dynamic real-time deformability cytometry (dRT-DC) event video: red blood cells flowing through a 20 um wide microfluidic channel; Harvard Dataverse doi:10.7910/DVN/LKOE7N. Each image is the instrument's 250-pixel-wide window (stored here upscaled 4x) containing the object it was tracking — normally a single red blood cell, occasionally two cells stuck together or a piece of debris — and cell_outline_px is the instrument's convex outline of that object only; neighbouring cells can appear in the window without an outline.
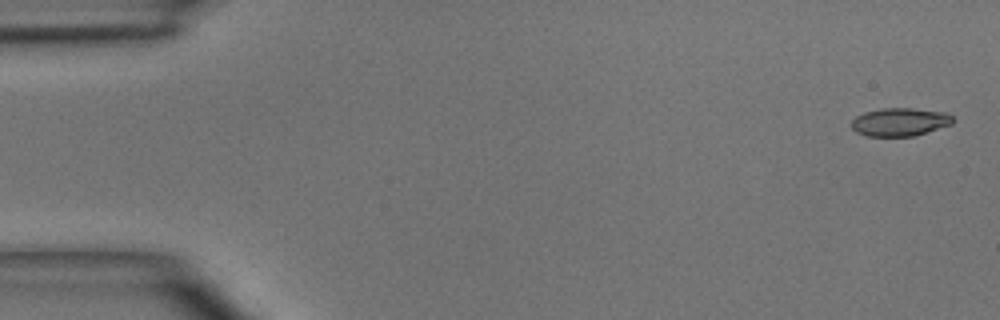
{"species": "common noctule bat (a hibernating species)", "species_latin": "Nyctalus noctula", "temperature_condition": "room temperature", "stored_images_in_passage": 6, "camera_frame_rate_fps": 3000, "um_per_image_px": 0.085, "animal": {"sex": "male", "body_mass_g": 15.6}, "frame": {"image": 1, "passage_image": 1, "time_ms": 0.0, "image_size_px": [1000, 320], "cell_outline_px": [[956, 120], [952, 124], [912, 136], [864, 136], [856, 132], [852, 128], [852, 120], [856, 116], [864, 112], [884, 108], [912, 108], [948, 112]], "centroid_in_image_um": [76.5, 10.36], "position_along_channel_um": 8.5, "area_um2": 16.7}}
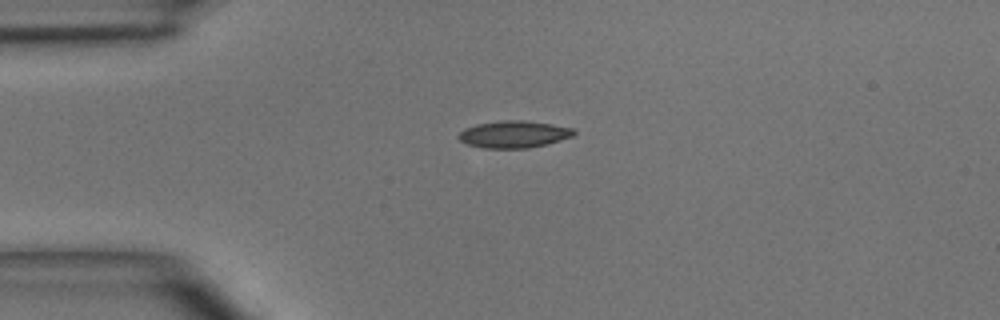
{"frame": {"image": 2, "passage_image": 4, "time_ms": 3.333, "image_size_px": [1000, 320], "cell_outline_px": [[576, 132], [572, 136], [548, 144], [528, 148], [484, 148], [468, 144], [460, 140], [456, 136], [464, 128], [476, 124], [500, 120], [524, 120], [552, 124], [572, 128]], "centroid_in_image_um": [43.66, 11.41], "position_along_channel_um": 41.3, "area_um2": 18.21}}
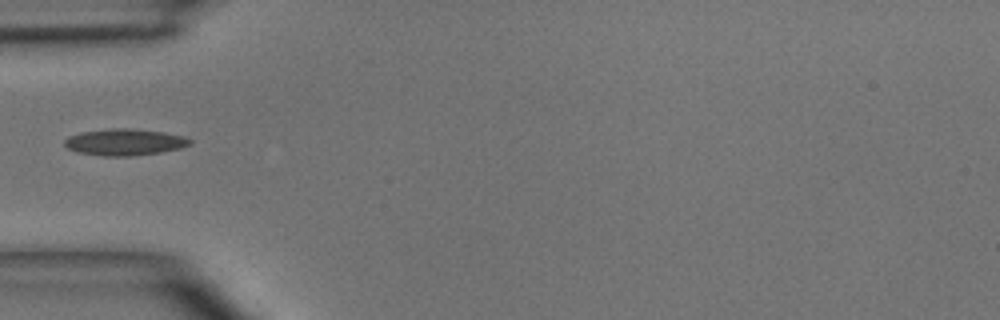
{"frame": {"image": 3, "passage_image": 5, "time_ms": 4.667, "image_size_px": [1000, 320], "cell_outline_px": [[192, 144], [180, 148], [160, 152], [132, 156], [104, 156], [76, 152], [68, 148], [64, 144], [64, 140], [68, 136], [80, 132], [112, 128], [128, 128], [160, 132], [184, 136], [192, 140]], "centroid_in_image_um": [10.57, 12.08], "position_along_channel_um": 74.4, "area_um2": 19.36}}